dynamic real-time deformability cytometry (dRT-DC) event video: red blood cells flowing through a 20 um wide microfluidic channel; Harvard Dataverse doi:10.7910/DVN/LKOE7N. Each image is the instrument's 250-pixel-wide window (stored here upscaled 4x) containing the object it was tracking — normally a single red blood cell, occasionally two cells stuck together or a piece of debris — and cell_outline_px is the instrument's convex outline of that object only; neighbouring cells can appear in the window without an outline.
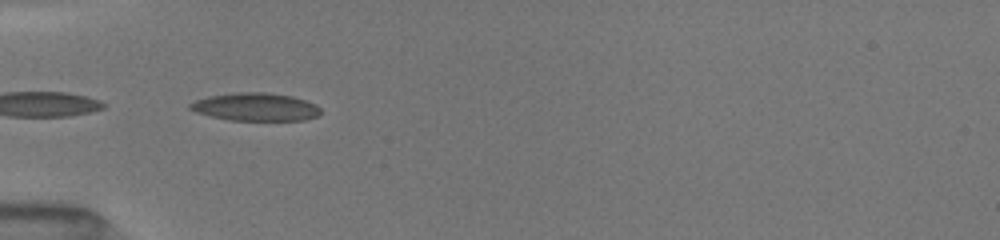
{"species": "common noctule bat (a hibernating species)", "species_latin": "Nyctalus noctula", "temperature_condition": "room temperature", "stored_images_in_passage": 9, "camera_frame_rate_fps": 3000, "um_per_image_px": 0.085, "animal": {"sex": "female", "body_mass_g": 19.5, "forearm_length_mm": 54.1}, "frame": {"image": 1, "passage_image": 1, "time_ms": 0.0, "image_size_px": [1000, 240], "cell_outline_px": [[320, 116], [304, 120], [228, 120], [196, 112], [188, 108], [188, 104], [196, 100], [208, 96], [236, 92], [264, 92], [292, 96], [316, 104], [320, 108]], "centroid_in_image_um": [21.73, 9.08], "position_along_channel_um": 63.3, "area_um2": 21.27}}